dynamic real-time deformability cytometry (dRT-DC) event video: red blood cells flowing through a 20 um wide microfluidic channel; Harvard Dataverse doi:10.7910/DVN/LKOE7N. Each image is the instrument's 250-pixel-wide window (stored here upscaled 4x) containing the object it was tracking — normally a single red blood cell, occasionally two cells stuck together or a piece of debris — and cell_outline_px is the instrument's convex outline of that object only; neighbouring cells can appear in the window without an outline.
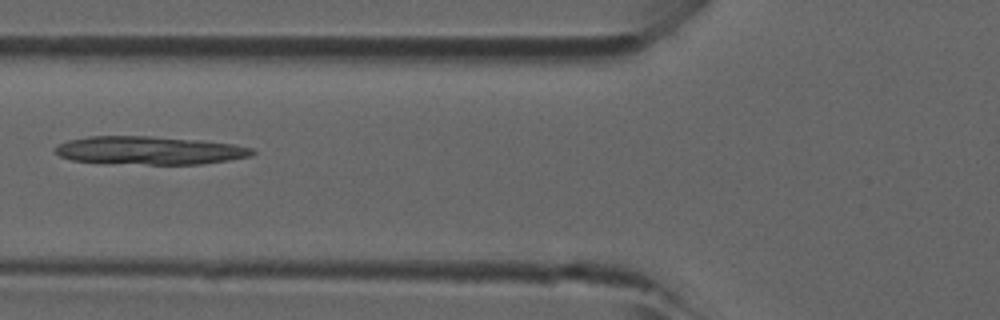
{"species": "common noctule bat (a hibernating species)", "species_latin": "Nyctalus noctula", "temperature_condition": "room temperature", "stored_images_in_passage": 5, "camera_frame_rate_fps": 3000, "um_per_image_px": 0.085, "animal": {"sex": "male", "forearm_length_mm": 52.5}, "frame": {"image": 1, "passage_image": 5, "time_ms": 1.333, "image_size_px": [1000, 320], "cell_outline_px": [[256, 152], [252, 156], [204, 164], [148, 164], [72, 160], [60, 156], [56, 152], [56, 148], [60, 144], [68, 140], [88, 136], [152, 136], [200, 140], [232, 144], [252, 148]], "centroid_in_image_um": [12.77, 12.77], "position_along_channel_um": 113.0, "area_um2": 32.02}}